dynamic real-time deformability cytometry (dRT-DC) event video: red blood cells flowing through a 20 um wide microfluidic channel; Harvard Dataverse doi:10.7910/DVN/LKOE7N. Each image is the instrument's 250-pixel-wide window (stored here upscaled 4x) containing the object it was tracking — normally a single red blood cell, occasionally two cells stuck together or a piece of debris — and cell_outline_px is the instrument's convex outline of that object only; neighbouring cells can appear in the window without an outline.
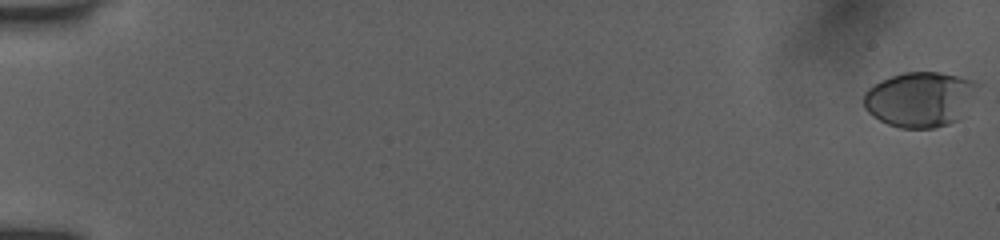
{"species": "human", "species_latin": "Homo sapiens", "temperature_condition": "room temperature", "stored_images_in_passage": 45, "camera_frame_rate_fps": 3000, "um_per_image_px": 0.085, "donor": {"sex": "female"}, "frame": {"image": 1, "passage_image": 1, "time_ms": 0.0, "image_size_px": [1000, 240], "cell_outline_px": [[980, 84], [956, 120], [948, 124], [936, 128], [900, 128], [888, 124], [872, 116], [864, 108], [864, 92], [868, 88], [892, 76], [904, 72], [940, 72], [960, 76], [976, 80]], "centroid_in_image_um": [78.17, 8.43], "position_along_channel_um": 6.8, "area_um2": 36.18}}
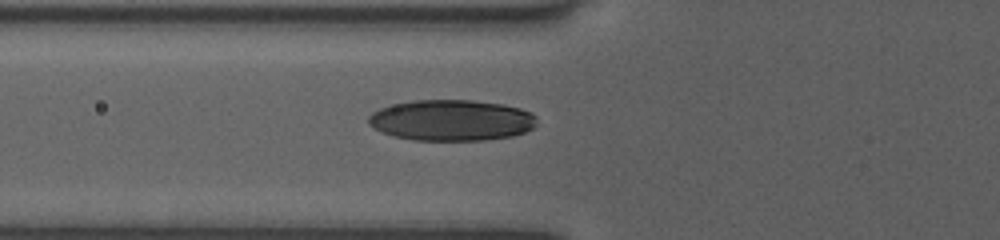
{"frame": {"image": 2, "passage_image": 36, "time_ms": 7.0, "image_size_px": [1000, 240], "cell_outline_px": [[536, 124], [532, 128], [524, 132], [512, 136], [484, 140], [416, 140], [396, 136], [384, 132], [368, 124], [368, 116], [372, 112], [380, 108], [396, 104], [416, 100], [472, 100], [504, 104], [520, 108], [532, 112], [536, 116]], "centroid_in_image_um": [38.42, 10.21], "position_along_channel_um": 87.4, "area_um2": 40.06}}
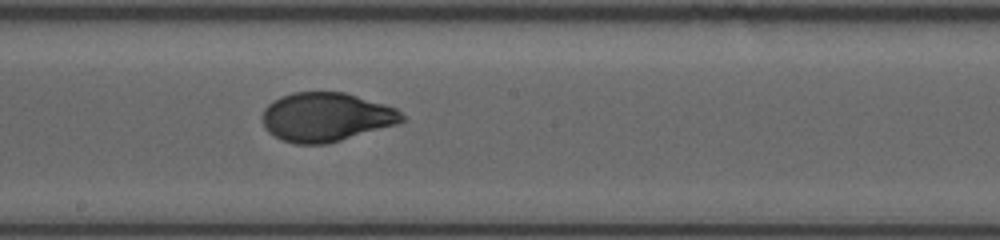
{"frame": {"image": 3, "passage_image": 45, "time_ms": 10.333, "image_size_px": [1000, 240], "cell_outline_px": [[404, 120], [396, 124], [328, 144], [296, 144], [280, 140], [268, 132], [264, 128], [264, 108], [272, 100], [280, 96], [292, 92], [344, 92], [384, 104], [396, 108], [404, 116]], "centroid_in_image_um": [27.69, 9.95], "position_along_channel_um": 220.5, "area_um2": 39.77}}